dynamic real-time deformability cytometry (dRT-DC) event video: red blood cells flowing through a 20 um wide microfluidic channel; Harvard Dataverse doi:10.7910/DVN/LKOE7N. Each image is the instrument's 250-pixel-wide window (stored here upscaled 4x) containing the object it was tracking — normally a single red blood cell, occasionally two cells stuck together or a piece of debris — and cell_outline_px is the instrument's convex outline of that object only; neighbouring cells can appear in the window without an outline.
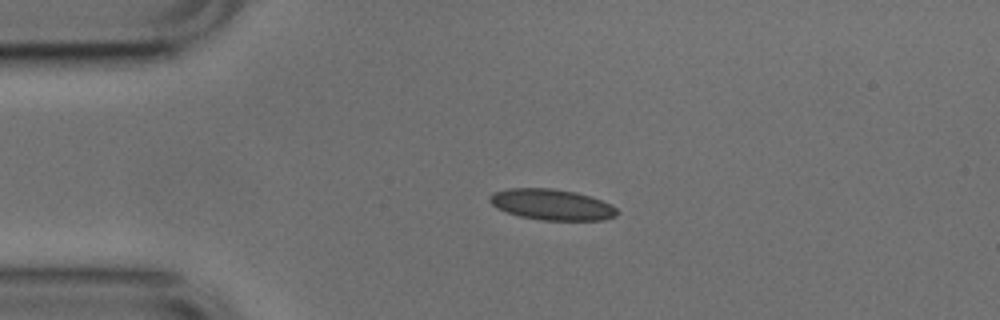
{"species": "common noctule bat (a hibernating species)", "species_latin": "Nyctalus noctula", "temperature_condition": "cold", "stored_images_in_passage": 4, "camera_frame_rate_fps": 3000, "um_per_image_px": 0.085, "animal": {"sex": "male", "body_mass_g": 17.9, "forearm_length_mm": 54.2}, "frame": {"image": 1, "passage_image": 2, "time_ms": 0.333, "image_size_px": [1000, 320], "cell_outline_px": [[620, 212], [616, 216], [604, 220], [544, 220], [520, 216], [496, 208], [488, 200], [488, 196], [492, 192], [508, 188], [552, 188], [576, 192], [592, 196], [612, 204]], "centroid_in_image_um": [46.92, 17.38], "position_along_channel_um": 38.1, "area_um2": 23.18}}